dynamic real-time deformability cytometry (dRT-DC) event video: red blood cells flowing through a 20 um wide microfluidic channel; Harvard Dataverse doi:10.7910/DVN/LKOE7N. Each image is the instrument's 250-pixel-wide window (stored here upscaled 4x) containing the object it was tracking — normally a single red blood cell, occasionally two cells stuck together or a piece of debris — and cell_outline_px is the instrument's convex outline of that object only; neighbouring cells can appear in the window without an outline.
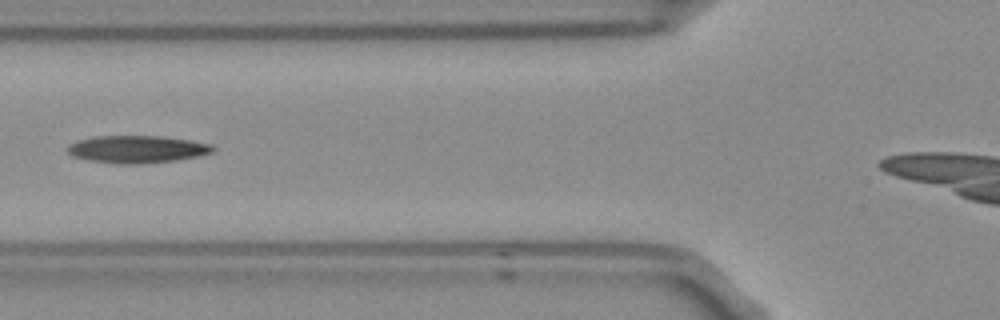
{"species": "Egyptian fruit bat (a non-hibernating species)", "species_latin": "Rousettus aegyptiacus", "temperature_condition": "room temperature", "stored_images_in_passage": 5, "camera_frame_rate_fps": 3000, "um_per_image_px": 0.085, "frame": {"image": 1, "passage_image": 4, "time_ms": 1.0, "image_size_px": [1000, 320], "cell_outline_px": [[216, 148], [212, 152], [196, 156], [176, 160], [136, 164], [120, 164], [88, 160], [72, 156], [68, 152], [68, 144], [76, 140], [92, 136], [160, 136], [188, 140], [208, 144]], "centroid_in_image_um": [11.57, 12.68], "position_along_channel_um": 114.2, "area_um2": 23.06}}